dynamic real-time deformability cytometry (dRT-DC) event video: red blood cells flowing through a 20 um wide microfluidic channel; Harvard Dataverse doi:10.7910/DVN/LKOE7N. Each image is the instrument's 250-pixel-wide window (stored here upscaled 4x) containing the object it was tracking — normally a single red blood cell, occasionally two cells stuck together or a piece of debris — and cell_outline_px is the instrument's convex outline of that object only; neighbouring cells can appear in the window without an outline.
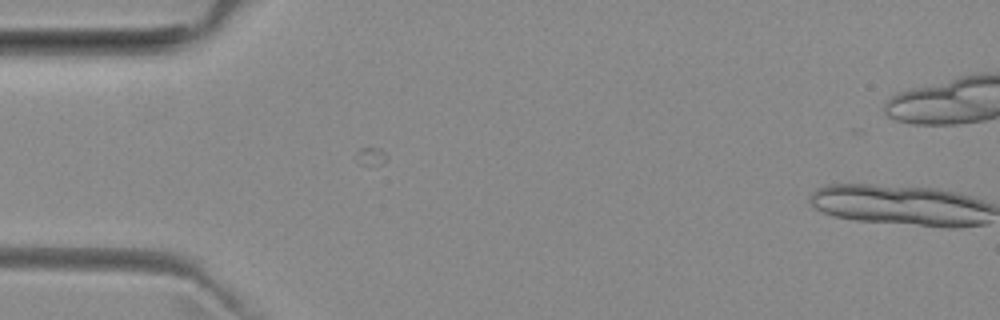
{"species": "common noctule bat (a hibernating species)", "species_latin": "Nyctalus noctula", "temperature_condition": "room temperature", "stored_images_in_passage": 6, "camera_frame_rate_fps": 3000, "um_per_image_px": 0.085, "animal": {"sex": "female", "body_mass_g": 29.2, "forearm_length_mm": 56.3}, "frame": {"image": 1, "passage_image": 2, "time_ms": 0.333, "image_size_px": [1000, 320], "cell_outline_px": [[984, 208], [972, 224], [928, 224], [844, 216], [844, 188], [852, 188], [912, 192], [944, 196], [976, 204]], "centroid_in_image_um": [77.23, 17.61], "position_along_channel_um": 7.8, "area_um2": 27.22}}